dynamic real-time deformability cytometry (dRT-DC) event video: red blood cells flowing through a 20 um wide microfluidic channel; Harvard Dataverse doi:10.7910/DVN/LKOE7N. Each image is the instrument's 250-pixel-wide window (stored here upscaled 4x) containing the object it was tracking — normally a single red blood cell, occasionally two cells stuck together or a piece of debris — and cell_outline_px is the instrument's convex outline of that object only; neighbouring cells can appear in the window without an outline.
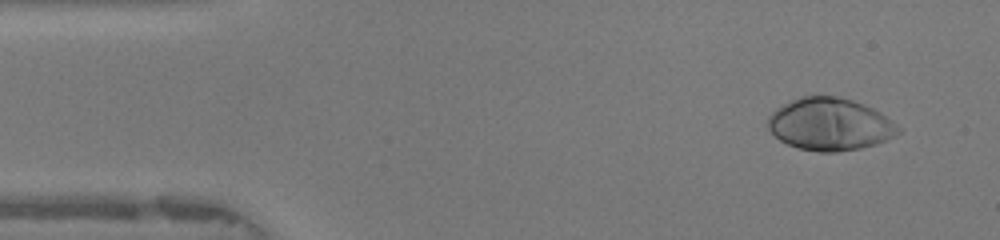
{"species": "human", "species_latin": "Homo sapiens", "temperature_condition": "warm", "stored_images_in_passage": 47, "camera_frame_rate_fps": 3000, "um_per_image_px": 0.085, "donor": {"sex": "female"}, "frame": {"image": 1, "passage_image": 3, "time_ms": 0.667, "image_size_px": [1000, 240], "cell_outline_px": [[900, 132], [896, 136], [876, 144], [860, 148], [836, 152], [820, 152], [800, 148], [788, 144], [780, 140], [768, 128], [768, 116], [776, 108], [788, 100], [800, 96], [836, 96], [852, 100], [872, 108], [880, 112], [900, 128]], "centroid_in_image_um": [70.52, 10.55], "position_along_channel_um": 14.5, "area_um2": 39.71}}
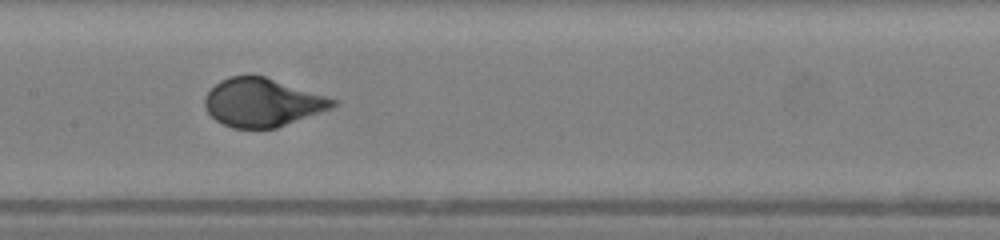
{"frame": {"image": 2, "passage_image": 22, "time_ms": 7.0, "image_size_px": [1000, 240], "cell_outline_px": [[336, 104], [332, 108], [276, 128], [232, 128], [216, 120], [208, 112], [204, 104], [204, 96], [220, 80], [228, 76], [264, 76], [336, 100]], "centroid_in_image_um": [22.25, 8.72], "position_along_channel_um": 185.1, "area_um2": 35.43}}
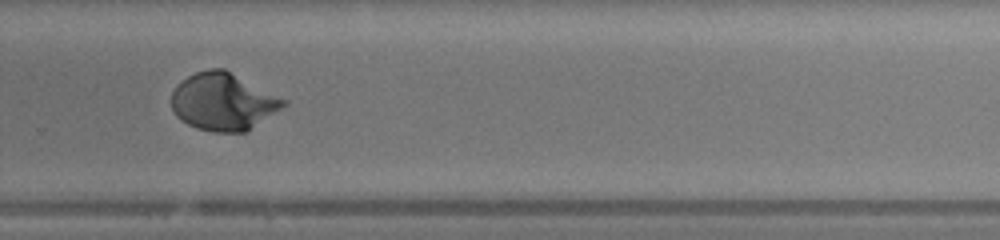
{"frame": {"image": 3, "passage_image": 31, "time_ms": 10.0, "image_size_px": [1000, 240], "cell_outline_px": [[288, 104], [248, 132], [212, 132], [196, 128], [180, 120], [176, 116], [172, 108], [172, 92], [176, 84], [188, 76], [196, 72], [208, 68], [224, 68], [288, 100]], "centroid_in_image_um": [18.99, 8.65], "position_along_channel_um": 310.8, "area_um2": 37.92}, "authors_computed_cell_mechanics": {"area_um2": 37.1654, "velocity_mm_per_s": 4.2078, "shape_relaxation_time_tau1_ms": 3.257, "shape_relaxation_time_tau2_ms": null, "deformation_change_tau1": 0.247, "deformation_change_tau2": null}}